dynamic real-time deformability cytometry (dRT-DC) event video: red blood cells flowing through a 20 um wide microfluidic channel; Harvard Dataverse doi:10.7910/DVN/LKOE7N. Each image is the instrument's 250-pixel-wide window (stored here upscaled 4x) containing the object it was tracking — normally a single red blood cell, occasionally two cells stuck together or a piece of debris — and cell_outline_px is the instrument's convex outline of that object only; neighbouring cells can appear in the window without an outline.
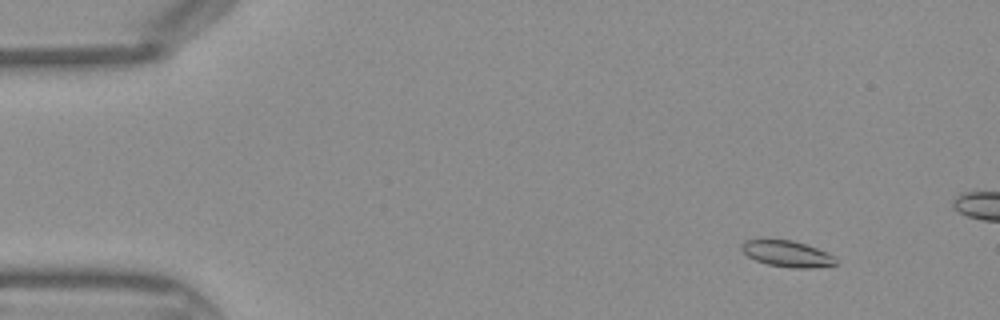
{"species": "Egyptian fruit bat (a non-hibernating species)", "species_latin": "Rousettus aegyptiacus", "temperature_condition": "warm", "stored_images_in_passage": 13, "camera_frame_rate_fps": 3000, "um_per_image_px": 0.085, "frame": {"image": 1, "passage_image": 4, "time_ms": 1.0, "image_size_px": [1000, 320], "cell_outline_px": [[836, 264], [812, 268], [792, 268], [768, 264], [756, 260], [748, 256], [740, 248], [740, 244], [744, 240], [764, 236], [792, 240], [816, 248], [836, 256]], "centroid_in_image_um": [66.82, 21.51], "position_along_channel_um": 18.2, "area_um2": 14.91}}